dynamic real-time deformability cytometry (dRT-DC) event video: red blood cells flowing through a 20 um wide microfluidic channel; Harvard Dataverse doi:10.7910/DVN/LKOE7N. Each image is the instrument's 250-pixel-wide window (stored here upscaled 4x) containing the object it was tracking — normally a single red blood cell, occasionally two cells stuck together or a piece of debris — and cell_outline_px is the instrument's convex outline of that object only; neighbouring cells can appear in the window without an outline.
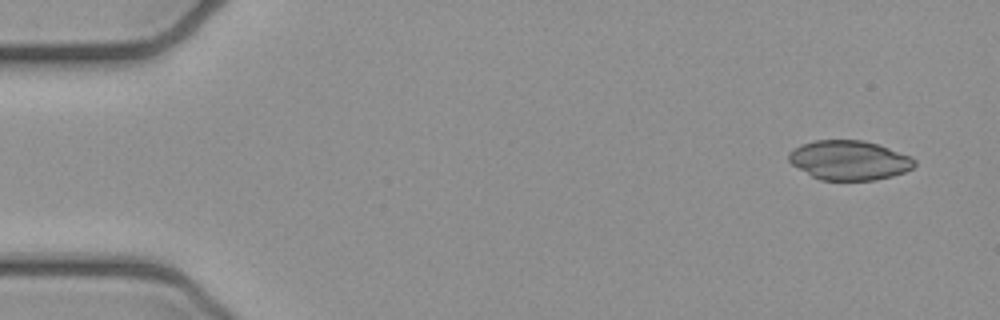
{"species": "common noctule bat (a hibernating species)", "species_latin": "Nyctalus noctula", "temperature_condition": "cold", "stored_images_in_passage": 4, "camera_frame_rate_fps": 3000, "um_per_image_px": 0.085, "animal": {"sex": "female", "body_mass_g": 21.9}, "frame": {"image": 1, "passage_image": 1, "time_ms": 0.0, "image_size_px": [1000, 320], "cell_outline_px": [[916, 164], [912, 168], [904, 172], [892, 176], [876, 180], [820, 180], [812, 176], [792, 164], [788, 160], [788, 152], [800, 144], [816, 140], [864, 140], [880, 144], [912, 156], [916, 160]], "centroid_in_image_um": [72.21, 13.61], "position_along_channel_um": 12.8, "area_um2": 29.19}}
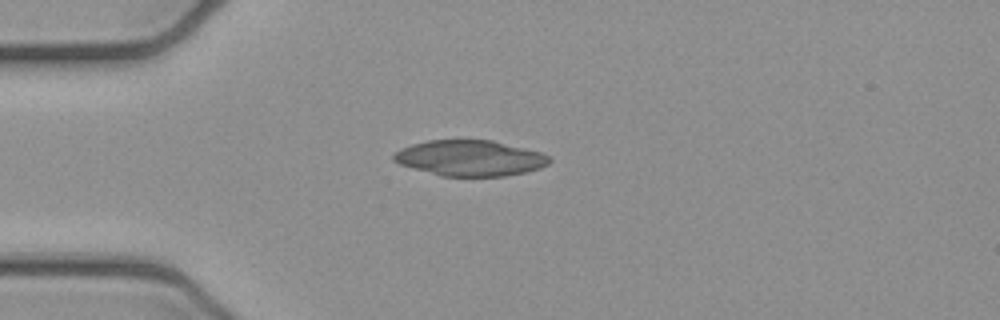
{"frame": {"image": 2, "passage_image": 4, "time_ms": 1.0, "image_size_px": [1000, 320], "cell_outline_px": [[552, 160], [548, 164], [540, 168], [524, 172], [504, 176], [440, 176], [412, 168], [400, 164], [392, 160], [392, 156], [400, 148], [412, 144], [428, 140], [492, 140], [540, 152], [548, 156]], "centroid_in_image_um": [39.92, 13.44], "position_along_channel_um": 45.1, "area_um2": 32.31}}